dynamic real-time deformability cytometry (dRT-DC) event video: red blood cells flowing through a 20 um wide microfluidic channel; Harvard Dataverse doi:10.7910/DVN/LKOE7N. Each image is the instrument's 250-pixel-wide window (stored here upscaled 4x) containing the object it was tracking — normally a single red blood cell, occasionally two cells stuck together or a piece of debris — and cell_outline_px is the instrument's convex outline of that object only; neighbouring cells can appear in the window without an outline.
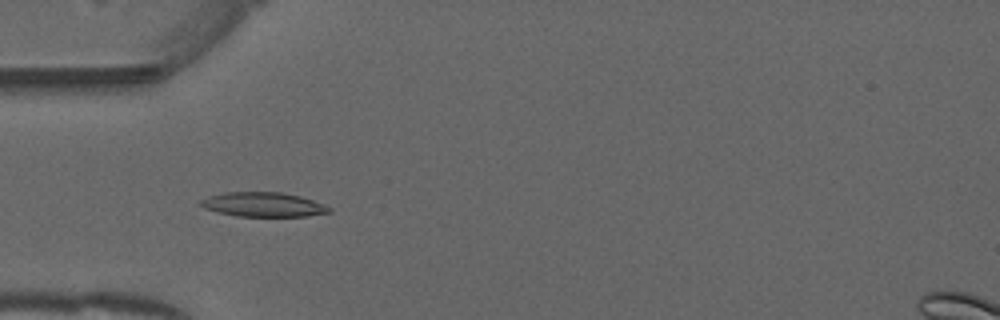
{"species": "common noctule bat (a hibernating species)", "species_latin": "Nyctalus noctula", "temperature_condition": "warm", "stored_images_in_passage": 41, "camera_frame_rate_fps": 3000, "um_per_image_px": 0.085, "animal": {"sex": "male", "forearm_length_mm": 52.5}, "frame": {"image": 1, "passage_image": 14, "time_ms": 4.333, "image_size_px": [1000, 320], "cell_outline_px": [[332, 212], [304, 216], [236, 216], [204, 208], [200, 204], [200, 200], [224, 192], [280, 192], [300, 196], [324, 204], [332, 208]], "centroid_in_image_um": [22.42, 17.38], "position_along_channel_um": 62.6, "area_um2": 18.09}}
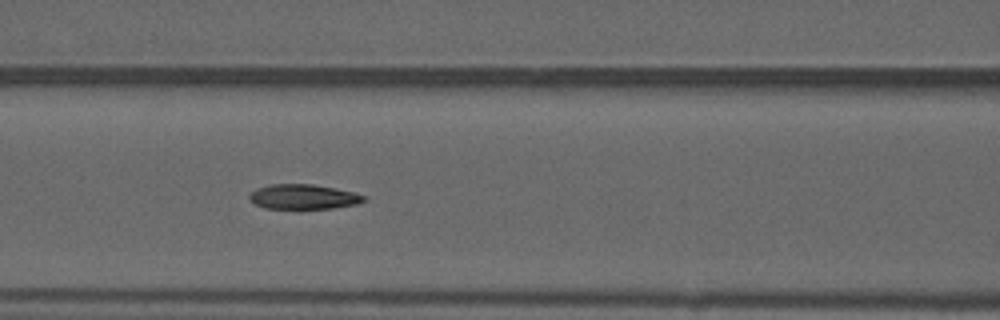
{"frame": {"image": 2, "passage_image": 20, "time_ms": 6.333, "image_size_px": [1000, 320], "cell_outline_px": [[368, 200], [356, 204], [332, 208], [264, 208], [256, 204], [248, 196], [256, 188], [272, 184], [312, 184], [336, 188], [352, 192], [364, 196]], "centroid_in_image_um": [25.8, 16.72], "position_along_channel_um": 140.8, "area_um2": 16.36}}
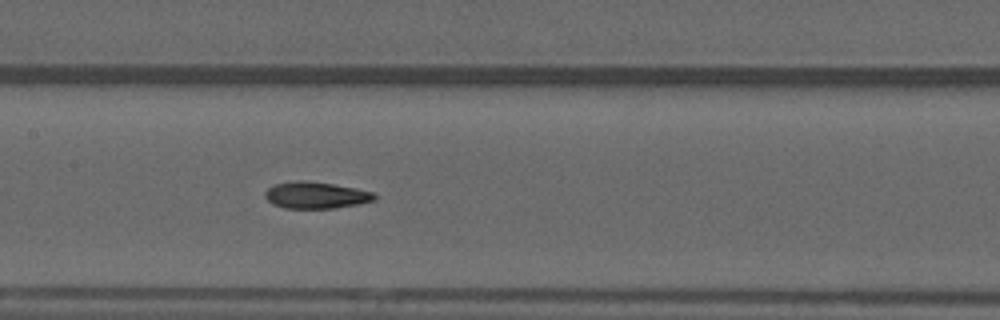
{"frame": {"image": 3, "passage_image": 23, "time_ms": 7.333, "image_size_px": [1000, 320], "cell_outline_px": [[376, 200], [360, 204], [336, 208], [284, 208], [272, 204], [264, 196], [264, 192], [268, 188], [276, 184], [296, 180], [308, 180], [356, 188], [372, 192], [376, 196]], "centroid_in_image_um": [26.85, 16.59], "position_along_channel_um": 180.6, "area_um2": 17.11}, "authors_computed_cell_mechanics": {"area_um2": 17.6868, "velocity_mm_per_s": 3.9723, "shape_relaxation_time_tau1_ms": 9.7537, "shape_relaxation_time_tau2_ms": 3.4399, "deformation_change_tau1": 0.2653, "deformation_change_tau2": 0.0828}}